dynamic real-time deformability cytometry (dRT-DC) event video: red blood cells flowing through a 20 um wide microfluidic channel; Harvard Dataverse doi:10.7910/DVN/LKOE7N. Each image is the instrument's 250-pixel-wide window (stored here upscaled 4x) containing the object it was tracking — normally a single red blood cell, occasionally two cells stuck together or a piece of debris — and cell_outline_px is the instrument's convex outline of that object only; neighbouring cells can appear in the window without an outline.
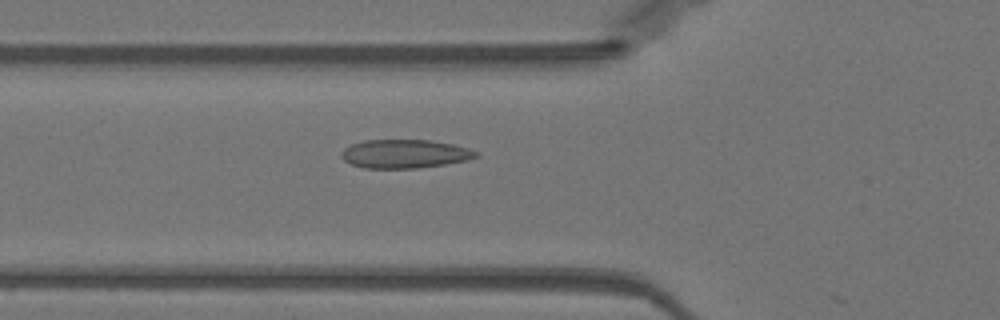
{"species": "Egyptian fruit bat (a non-hibernating species)", "species_latin": "Rousettus aegyptiacus", "temperature_condition": "warm", "stored_images_in_passage": 19, "camera_frame_rate_fps": 3000, "um_per_image_px": 0.085, "animal": {"sex": "female"}, "frame": {"image": 1, "passage_image": 18, "time_ms": 5.667, "image_size_px": [1000, 320], "cell_outline_px": [[480, 156], [468, 160], [444, 164], [416, 168], [364, 168], [352, 164], [344, 160], [340, 156], [340, 152], [344, 148], [352, 144], [364, 140], [432, 140], [452, 144], [468, 148], [480, 152]], "centroid_in_image_um": [34.42, 13.07], "position_along_channel_um": 91.4, "area_um2": 22.54}}